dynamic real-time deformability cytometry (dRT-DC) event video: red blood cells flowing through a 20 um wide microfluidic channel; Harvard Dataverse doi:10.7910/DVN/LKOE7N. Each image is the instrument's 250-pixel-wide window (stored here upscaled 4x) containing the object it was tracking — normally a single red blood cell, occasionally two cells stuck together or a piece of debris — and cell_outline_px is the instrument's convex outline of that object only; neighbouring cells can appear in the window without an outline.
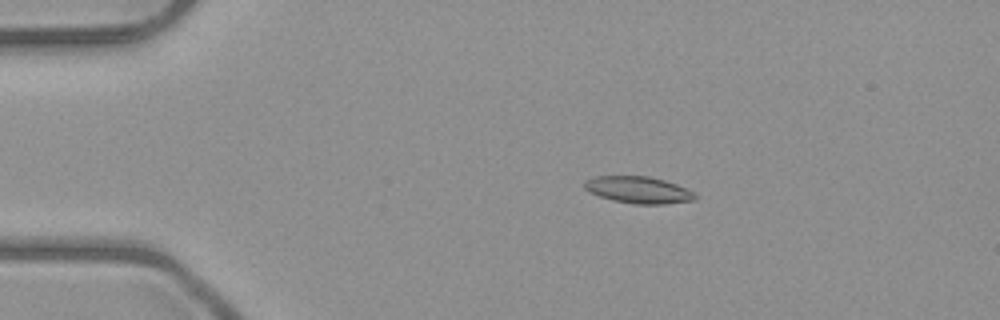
{"species": "common noctule bat (a hibernating species)", "species_latin": "Nyctalus noctula", "temperature_condition": "room temperature", "stored_images_in_passage": 4, "camera_frame_rate_fps": 3000, "um_per_image_px": 0.085, "animal": {"sex": "male", "body_mass_g": 23.1, "forearm_length_mm": 52.7}, "frame": {"image": 1, "passage_image": 2, "time_ms": 1.0, "image_size_px": [1000, 320], "cell_outline_px": [[696, 200], [664, 204], [636, 204], [612, 200], [588, 192], [584, 188], [584, 180], [596, 176], [648, 176], [664, 180], [676, 184], [692, 192], [696, 196]], "centroid_in_image_um": [54.22, 16.14], "position_along_channel_um": 30.8, "area_um2": 17.22}}
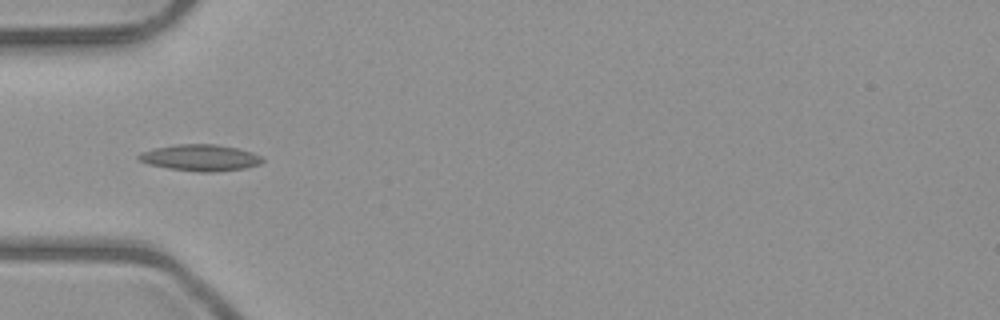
{"frame": {"image": 2, "passage_image": 4, "time_ms": 3.333, "image_size_px": [1000, 320], "cell_outline_px": [[264, 160], [260, 164], [244, 168], [216, 172], [200, 172], [168, 168], [148, 164], [140, 160], [136, 156], [140, 152], [156, 148], [176, 144], [216, 144], [236, 148], [252, 152], [260, 156]], "centroid_in_image_um": [17.02, 13.41], "position_along_channel_um": 68.0, "area_um2": 18.96}}